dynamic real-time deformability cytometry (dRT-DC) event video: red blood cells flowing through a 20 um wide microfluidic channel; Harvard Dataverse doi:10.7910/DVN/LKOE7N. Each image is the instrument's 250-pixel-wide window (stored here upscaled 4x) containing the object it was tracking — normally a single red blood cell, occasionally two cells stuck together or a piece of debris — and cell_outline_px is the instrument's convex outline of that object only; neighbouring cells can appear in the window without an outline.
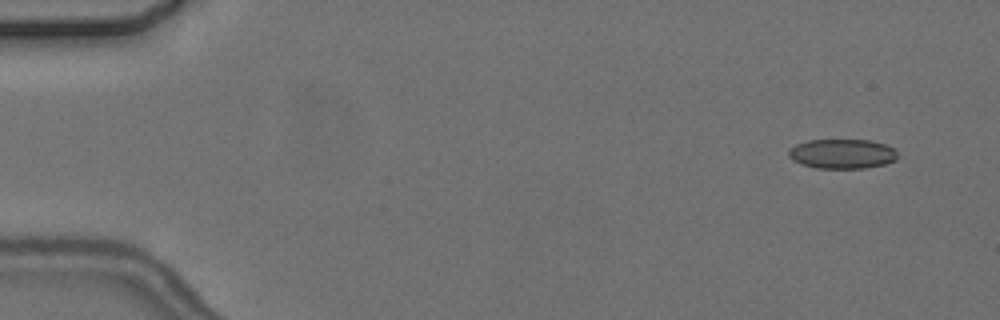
{"species": "common noctule bat (a hibernating species)", "species_latin": "Nyctalus noctula", "temperature_condition": "cold", "stored_images_in_passage": 9, "camera_frame_rate_fps": 3000, "um_per_image_px": 0.085, "animal": {"sex": "female", "body_mass_g": 24.6, "forearm_length_mm": 56.2}, "frame": {"image": 1, "passage_image": 1, "time_ms": 0.0, "image_size_px": [1000, 320], "cell_outline_px": [[900, 156], [896, 160], [884, 164], [864, 168], [816, 168], [800, 164], [792, 160], [788, 156], [788, 152], [796, 144], [808, 140], [868, 140], [884, 144], [896, 148]], "centroid_in_image_um": [71.62, 13.08], "position_along_channel_um": 13.4, "area_um2": 18.96}}
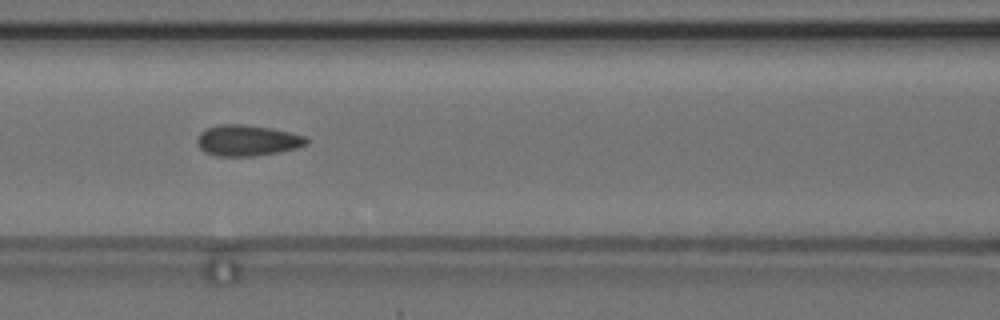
{"frame": {"image": 2, "passage_image": 7, "time_ms": 7.0, "image_size_px": [1000, 320], "cell_outline_px": [[308, 144], [296, 148], [280, 152], [256, 156], [216, 156], [204, 152], [196, 144], [196, 140], [200, 132], [208, 128], [220, 124], [244, 124], [272, 128], [304, 136], [308, 140]], "centroid_in_image_um": [20.99, 11.94], "position_along_channel_um": 145.6, "area_um2": 19.83}}